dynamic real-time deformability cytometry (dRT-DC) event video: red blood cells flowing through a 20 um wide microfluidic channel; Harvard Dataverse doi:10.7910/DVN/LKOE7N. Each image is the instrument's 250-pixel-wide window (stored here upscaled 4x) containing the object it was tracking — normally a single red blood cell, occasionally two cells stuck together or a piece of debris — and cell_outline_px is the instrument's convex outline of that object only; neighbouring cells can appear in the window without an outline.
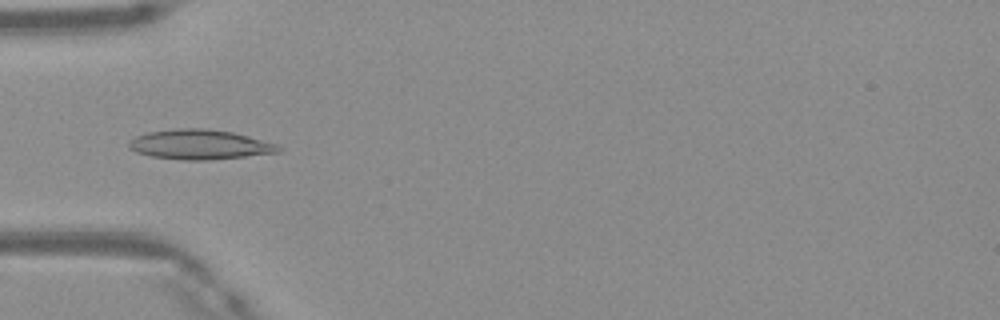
{"species": "Egyptian fruit bat (a non-hibernating species)", "species_latin": "Rousettus aegyptiacus", "temperature_condition": "warm", "stored_images_in_passage": 47, "camera_frame_rate_fps": 3000, "um_per_image_px": 0.085, "frame": {"image": 1, "passage_image": 14, "time_ms": 4.333, "image_size_px": [1000, 320], "cell_outline_px": [[284, 148], [280, 152], [208, 160], [180, 160], [152, 156], [136, 152], [128, 144], [136, 136], [148, 132], [176, 128], [204, 128], [232, 132], [248, 136], [276, 144]], "centroid_in_image_um": [17.0, 12.28], "position_along_channel_um": 68.0, "area_um2": 25.72}}
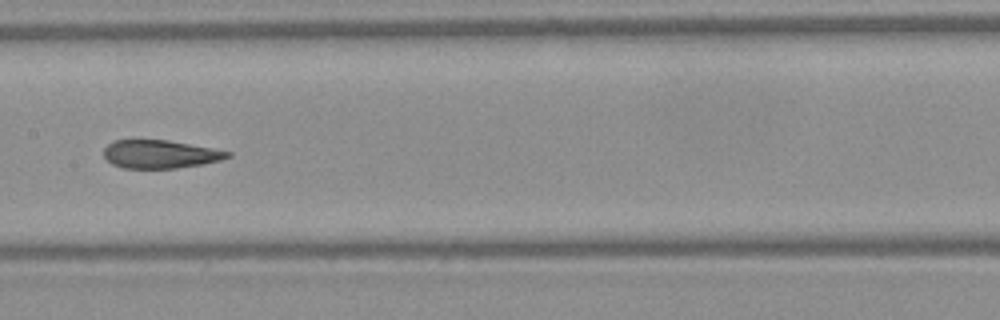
{"frame": {"image": 2, "passage_image": 23, "time_ms": 7.333, "image_size_px": [1000, 320], "cell_outline_px": [[232, 156], [220, 160], [204, 164], [176, 168], [120, 168], [112, 164], [104, 156], [104, 148], [112, 140], [168, 140], [212, 148], [232, 152]], "centroid_in_image_um": [13.61, 13.1], "position_along_channel_um": 193.8, "area_um2": 20.4}}
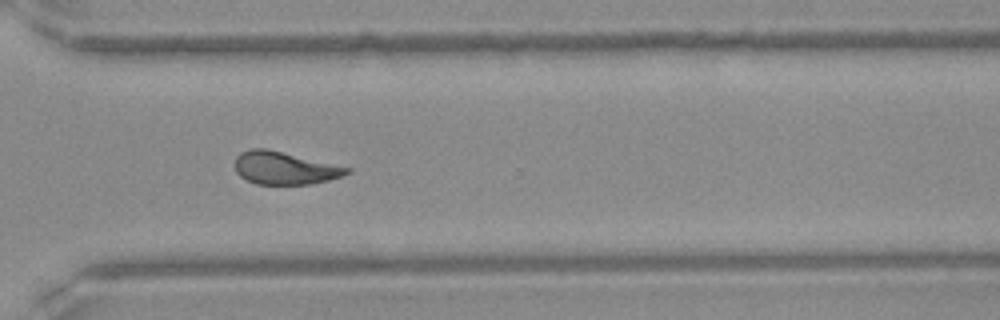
{"frame": {"image": 3, "passage_image": 34, "time_ms": 11.0, "image_size_px": [1000, 320], "cell_outline_px": [[352, 172], [328, 180], [312, 184], [256, 184], [240, 176], [236, 172], [236, 156], [240, 152], [248, 148], [268, 148], [352, 168]], "centroid_in_image_um": [24.19, 14.27], "position_along_channel_um": 346.4, "area_um2": 21.44}, "authors_computed_cell_mechanics": {"area_um2": 22.253, "velocity_mm_per_s": 4.1713, "shape_relaxation_time_tau1_ms": 9.5683, "shape_relaxation_time_tau2_ms": 1.4952, "deformation_change_tau1": 0.2469, "deformation_change_tau2": 0.0687}}